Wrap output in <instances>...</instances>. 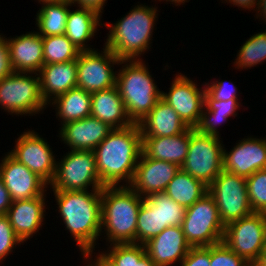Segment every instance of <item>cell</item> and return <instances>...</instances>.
Listing matches in <instances>:
<instances>
[{"label":"cell","mask_w":266,"mask_h":266,"mask_svg":"<svg viewBox=\"0 0 266 266\" xmlns=\"http://www.w3.org/2000/svg\"><path fill=\"white\" fill-rule=\"evenodd\" d=\"M157 1H160V2H166V4L168 3V2H170V4H172V5H174V6H180V5H183V4H185L186 2L188 3L190 0H157ZM156 0H155V2H157Z\"/></svg>","instance_id":"cell-48"},{"label":"cell","mask_w":266,"mask_h":266,"mask_svg":"<svg viewBox=\"0 0 266 266\" xmlns=\"http://www.w3.org/2000/svg\"><path fill=\"white\" fill-rule=\"evenodd\" d=\"M180 169L175 163L148 158L141 152L129 186L143 198L152 193L165 192L168 183Z\"/></svg>","instance_id":"cell-17"},{"label":"cell","mask_w":266,"mask_h":266,"mask_svg":"<svg viewBox=\"0 0 266 266\" xmlns=\"http://www.w3.org/2000/svg\"><path fill=\"white\" fill-rule=\"evenodd\" d=\"M263 169H266V137H244L230 151L223 147L224 171L248 178Z\"/></svg>","instance_id":"cell-16"},{"label":"cell","mask_w":266,"mask_h":266,"mask_svg":"<svg viewBox=\"0 0 266 266\" xmlns=\"http://www.w3.org/2000/svg\"><path fill=\"white\" fill-rule=\"evenodd\" d=\"M159 234L158 209L144 197L137 216L136 243L145 244L149 239Z\"/></svg>","instance_id":"cell-34"},{"label":"cell","mask_w":266,"mask_h":266,"mask_svg":"<svg viewBox=\"0 0 266 266\" xmlns=\"http://www.w3.org/2000/svg\"><path fill=\"white\" fill-rule=\"evenodd\" d=\"M49 107L44 101L38 73L13 72L0 80V108L10 115H39Z\"/></svg>","instance_id":"cell-6"},{"label":"cell","mask_w":266,"mask_h":266,"mask_svg":"<svg viewBox=\"0 0 266 266\" xmlns=\"http://www.w3.org/2000/svg\"><path fill=\"white\" fill-rule=\"evenodd\" d=\"M7 40L14 72L38 73L44 65L42 36L30 31Z\"/></svg>","instance_id":"cell-21"},{"label":"cell","mask_w":266,"mask_h":266,"mask_svg":"<svg viewBox=\"0 0 266 266\" xmlns=\"http://www.w3.org/2000/svg\"><path fill=\"white\" fill-rule=\"evenodd\" d=\"M146 254L157 266H173L183 261L191 246L181 226H169L145 244Z\"/></svg>","instance_id":"cell-20"},{"label":"cell","mask_w":266,"mask_h":266,"mask_svg":"<svg viewBox=\"0 0 266 266\" xmlns=\"http://www.w3.org/2000/svg\"><path fill=\"white\" fill-rule=\"evenodd\" d=\"M74 6L90 8L101 15L103 14L104 7L106 6L107 0H70Z\"/></svg>","instance_id":"cell-43"},{"label":"cell","mask_w":266,"mask_h":266,"mask_svg":"<svg viewBox=\"0 0 266 266\" xmlns=\"http://www.w3.org/2000/svg\"><path fill=\"white\" fill-rule=\"evenodd\" d=\"M242 107L239 99H230L228 101H219L213 99L205 92V106L198 125L195 129L203 134L213 135L221 138L218 129L229 117H237L238 110Z\"/></svg>","instance_id":"cell-27"},{"label":"cell","mask_w":266,"mask_h":266,"mask_svg":"<svg viewBox=\"0 0 266 266\" xmlns=\"http://www.w3.org/2000/svg\"><path fill=\"white\" fill-rule=\"evenodd\" d=\"M44 64L64 63L77 60L80 50L65 36L42 37Z\"/></svg>","instance_id":"cell-32"},{"label":"cell","mask_w":266,"mask_h":266,"mask_svg":"<svg viewBox=\"0 0 266 266\" xmlns=\"http://www.w3.org/2000/svg\"><path fill=\"white\" fill-rule=\"evenodd\" d=\"M181 227L191 247H207L222 242L225 229L215 200L209 193L186 208Z\"/></svg>","instance_id":"cell-8"},{"label":"cell","mask_w":266,"mask_h":266,"mask_svg":"<svg viewBox=\"0 0 266 266\" xmlns=\"http://www.w3.org/2000/svg\"><path fill=\"white\" fill-rule=\"evenodd\" d=\"M210 266H252L224 242L210 246Z\"/></svg>","instance_id":"cell-36"},{"label":"cell","mask_w":266,"mask_h":266,"mask_svg":"<svg viewBox=\"0 0 266 266\" xmlns=\"http://www.w3.org/2000/svg\"><path fill=\"white\" fill-rule=\"evenodd\" d=\"M255 15L257 19L262 18L260 20H263V23L266 25V0H259Z\"/></svg>","instance_id":"cell-47"},{"label":"cell","mask_w":266,"mask_h":266,"mask_svg":"<svg viewBox=\"0 0 266 266\" xmlns=\"http://www.w3.org/2000/svg\"><path fill=\"white\" fill-rule=\"evenodd\" d=\"M35 15L36 32L42 37L65 34L68 12L72 6L71 1L44 2L40 3Z\"/></svg>","instance_id":"cell-29"},{"label":"cell","mask_w":266,"mask_h":266,"mask_svg":"<svg viewBox=\"0 0 266 266\" xmlns=\"http://www.w3.org/2000/svg\"><path fill=\"white\" fill-rule=\"evenodd\" d=\"M99 266H113V265L99 252Z\"/></svg>","instance_id":"cell-49"},{"label":"cell","mask_w":266,"mask_h":266,"mask_svg":"<svg viewBox=\"0 0 266 266\" xmlns=\"http://www.w3.org/2000/svg\"><path fill=\"white\" fill-rule=\"evenodd\" d=\"M94 251L88 252V253H81L82 259L84 258L83 264L85 263L86 265L84 266H99V249L98 253H93ZM94 254V255H93ZM96 254V256H95ZM93 256L94 259H93Z\"/></svg>","instance_id":"cell-46"},{"label":"cell","mask_w":266,"mask_h":266,"mask_svg":"<svg viewBox=\"0 0 266 266\" xmlns=\"http://www.w3.org/2000/svg\"><path fill=\"white\" fill-rule=\"evenodd\" d=\"M180 266H210V246L191 247Z\"/></svg>","instance_id":"cell-40"},{"label":"cell","mask_w":266,"mask_h":266,"mask_svg":"<svg viewBox=\"0 0 266 266\" xmlns=\"http://www.w3.org/2000/svg\"><path fill=\"white\" fill-rule=\"evenodd\" d=\"M237 51L233 62L235 69H251L266 61V29L251 35Z\"/></svg>","instance_id":"cell-31"},{"label":"cell","mask_w":266,"mask_h":266,"mask_svg":"<svg viewBox=\"0 0 266 266\" xmlns=\"http://www.w3.org/2000/svg\"><path fill=\"white\" fill-rule=\"evenodd\" d=\"M103 50V51H102ZM80 51L77 57V87L87 92L106 90L116 85L115 65L120 59L110 49Z\"/></svg>","instance_id":"cell-12"},{"label":"cell","mask_w":266,"mask_h":266,"mask_svg":"<svg viewBox=\"0 0 266 266\" xmlns=\"http://www.w3.org/2000/svg\"><path fill=\"white\" fill-rule=\"evenodd\" d=\"M112 129L107 123L88 116L59 127L58 137L70 150L93 151Z\"/></svg>","instance_id":"cell-19"},{"label":"cell","mask_w":266,"mask_h":266,"mask_svg":"<svg viewBox=\"0 0 266 266\" xmlns=\"http://www.w3.org/2000/svg\"><path fill=\"white\" fill-rule=\"evenodd\" d=\"M222 3H230V5L234 6L235 7L237 6L238 9L239 7L242 8L243 10L246 9V10H253V11H256L257 10V6L259 4V0H221Z\"/></svg>","instance_id":"cell-45"},{"label":"cell","mask_w":266,"mask_h":266,"mask_svg":"<svg viewBox=\"0 0 266 266\" xmlns=\"http://www.w3.org/2000/svg\"><path fill=\"white\" fill-rule=\"evenodd\" d=\"M62 225L81 253L95 251L101 239L102 190L53 191ZM97 243V244H96Z\"/></svg>","instance_id":"cell-2"},{"label":"cell","mask_w":266,"mask_h":266,"mask_svg":"<svg viewBox=\"0 0 266 266\" xmlns=\"http://www.w3.org/2000/svg\"><path fill=\"white\" fill-rule=\"evenodd\" d=\"M91 116L110 127L124 128L133 123L128 118L117 86L91 93Z\"/></svg>","instance_id":"cell-26"},{"label":"cell","mask_w":266,"mask_h":266,"mask_svg":"<svg viewBox=\"0 0 266 266\" xmlns=\"http://www.w3.org/2000/svg\"><path fill=\"white\" fill-rule=\"evenodd\" d=\"M224 226L254 213L251 207L246 178L222 171L208 186Z\"/></svg>","instance_id":"cell-11"},{"label":"cell","mask_w":266,"mask_h":266,"mask_svg":"<svg viewBox=\"0 0 266 266\" xmlns=\"http://www.w3.org/2000/svg\"><path fill=\"white\" fill-rule=\"evenodd\" d=\"M44 193L41 196L27 200L12 201L6 216L9 219L15 235L24 244L35 234L39 233L42 225H45L47 198Z\"/></svg>","instance_id":"cell-18"},{"label":"cell","mask_w":266,"mask_h":266,"mask_svg":"<svg viewBox=\"0 0 266 266\" xmlns=\"http://www.w3.org/2000/svg\"><path fill=\"white\" fill-rule=\"evenodd\" d=\"M252 266H266V259L262 258L260 261L255 262Z\"/></svg>","instance_id":"cell-50"},{"label":"cell","mask_w":266,"mask_h":266,"mask_svg":"<svg viewBox=\"0 0 266 266\" xmlns=\"http://www.w3.org/2000/svg\"><path fill=\"white\" fill-rule=\"evenodd\" d=\"M134 266H157L146 254L144 244L134 243Z\"/></svg>","instance_id":"cell-42"},{"label":"cell","mask_w":266,"mask_h":266,"mask_svg":"<svg viewBox=\"0 0 266 266\" xmlns=\"http://www.w3.org/2000/svg\"><path fill=\"white\" fill-rule=\"evenodd\" d=\"M94 151L68 150L57 161L51 191L102 190ZM92 188V189H89Z\"/></svg>","instance_id":"cell-7"},{"label":"cell","mask_w":266,"mask_h":266,"mask_svg":"<svg viewBox=\"0 0 266 266\" xmlns=\"http://www.w3.org/2000/svg\"><path fill=\"white\" fill-rule=\"evenodd\" d=\"M222 242L249 264L260 261L266 252V213L254 212L229 223Z\"/></svg>","instance_id":"cell-10"},{"label":"cell","mask_w":266,"mask_h":266,"mask_svg":"<svg viewBox=\"0 0 266 266\" xmlns=\"http://www.w3.org/2000/svg\"><path fill=\"white\" fill-rule=\"evenodd\" d=\"M223 143L220 137L190 128L188 153L181 170L209 186L223 171Z\"/></svg>","instance_id":"cell-9"},{"label":"cell","mask_w":266,"mask_h":266,"mask_svg":"<svg viewBox=\"0 0 266 266\" xmlns=\"http://www.w3.org/2000/svg\"><path fill=\"white\" fill-rule=\"evenodd\" d=\"M138 125L142 137L175 136L188 128L178 113L162 99Z\"/></svg>","instance_id":"cell-24"},{"label":"cell","mask_w":266,"mask_h":266,"mask_svg":"<svg viewBox=\"0 0 266 266\" xmlns=\"http://www.w3.org/2000/svg\"><path fill=\"white\" fill-rule=\"evenodd\" d=\"M41 94L47 105L77 87V62L44 64L38 72Z\"/></svg>","instance_id":"cell-22"},{"label":"cell","mask_w":266,"mask_h":266,"mask_svg":"<svg viewBox=\"0 0 266 266\" xmlns=\"http://www.w3.org/2000/svg\"><path fill=\"white\" fill-rule=\"evenodd\" d=\"M55 107V116L61 123L77 121L91 116V93L74 87L65 94L56 97L48 106Z\"/></svg>","instance_id":"cell-28"},{"label":"cell","mask_w":266,"mask_h":266,"mask_svg":"<svg viewBox=\"0 0 266 266\" xmlns=\"http://www.w3.org/2000/svg\"><path fill=\"white\" fill-rule=\"evenodd\" d=\"M119 65L122 67L116 74V86L128 118L138 124L161 99L162 90L157 87L144 59L121 60Z\"/></svg>","instance_id":"cell-5"},{"label":"cell","mask_w":266,"mask_h":266,"mask_svg":"<svg viewBox=\"0 0 266 266\" xmlns=\"http://www.w3.org/2000/svg\"><path fill=\"white\" fill-rule=\"evenodd\" d=\"M171 81L168 92L161 91V99L169 104L189 128H195L205 106V84L199 85L186 74L179 73Z\"/></svg>","instance_id":"cell-14"},{"label":"cell","mask_w":266,"mask_h":266,"mask_svg":"<svg viewBox=\"0 0 266 266\" xmlns=\"http://www.w3.org/2000/svg\"><path fill=\"white\" fill-rule=\"evenodd\" d=\"M0 33V80L14 72L9 55L8 40Z\"/></svg>","instance_id":"cell-41"},{"label":"cell","mask_w":266,"mask_h":266,"mask_svg":"<svg viewBox=\"0 0 266 266\" xmlns=\"http://www.w3.org/2000/svg\"><path fill=\"white\" fill-rule=\"evenodd\" d=\"M12 200L6 189L2 178L0 177V216L6 215L7 210L11 206Z\"/></svg>","instance_id":"cell-44"},{"label":"cell","mask_w":266,"mask_h":266,"mask_svg":"<svg viewBox=\"0 0 266 266\" xmlns=\"http://www.w3.org/2000/svg\"><path fill=\"white\" fill-rule=\"evenodd\" d=\"M190 142V128L183 133L168 137H142V153L161 161L181 166L186 160Z\"/></svg>","instance_id":"cell-25"},{"label":"cell","mask_w":266,"mask_h":266,"mask_svg":"<svg viewBox=\"0 0 266 266\" xmlns=\"http://www.w3.org/2000/svg\"><path fill=\"white\" fill-rule=\"evenodd\" d=\"M18 136L15 148L8 153L49 185L54 179L59 159H56L47 139L32 129L24 130Z\"/></svg>","instance_id":"cell-13"},{"label":"cell","mask_w":266,"mask_h":266,"mask_svg":"<svg viewBox=\"0 0 266 266\" xmlns=\"http://www.w3.org/2000/svg\"><path fill=\"white\" fill-rule=\"evenodd\" d=\"M156 209L160 218V233L169 226H181L186 208L176 203L165 192H156L146 197Z\"/></svg>","instance_id":"cell-33"},{"label":"cell","mask_w":266,"mask_h":266,"mask_svg":"<svg viewBox=\"0 0 266 266\" xmlns=\"http://www.w3.org/2000/svg\"><path fill=\"white\" fill-rule=\"evenodd\" d=\"M165 193L176 203L188 208L208 193V186L180 169L168 183Z\"/></svg>","instance_id":"cell-30"},{"label":"cell","mask_w":266,"mask_h":266,"mask_svg":"<svg viewBox=\"0 0 266 266\" xmlns=\"http://www.w3.org/2000/svg\"><path fill=\"white\" fill-rule=\"evenodd\" d=\"M247 192L253 212L266 213V169L246 178Z\"/></svg>","instance_id":"cell-35"},{"label":"cell","mask_w":266,"mask_h":266,"mask_svg":"<svg viewBox=\"0 0 266 266\" xmlns=\"http://www.w3.org/2000/svg\"><path fill=\"white\" fill-rule=\"evenodd\" d=\"M155 6L156 4L148 6L138 2L115 23H104V27L110 30L103 45L120 60L142 59L141 56L151 49L154 38V26L159 15Z\"/></svg>","instance_id":"cell-3"},{"label":"cell","mask_w":266,"mask_h":266,"mask_svg":"<svg viewBox=\"0 0 266 266\" xmlns=\"http://www.w3.org/2000/svg\"><path fill=\"white\" fill-rule=\"evenodd\" d=\"M38 3L44 2H59V1H70V0H36Z\"/></svg>","instance_id":"cell-51"},{"label":"cell","mask_w":266,"mask_h":266,"mask_svg":"<svg viewBox=\"0 0 266 266\" xmlns=\"http://www.w3.org/2000/svg\"><path fill=\"white\" fill-rule=\"evenodd\" d=\"M107 250L99 252L113 266H134V243H116L106 245Z\"/></svg>","instance_id":"cell-37"},{"label":"cell","mask_w":266,"mask_h":266,"mask_svg":"<svg viewBox=\"0 0 266 266\" xmlns=\"http://www.w3.org/2000/svg\"><path fill=\"white\" fill-rule=\"evenodd\" d=\"M0 161V177L12 201L32 199L48 191L49 185L42 178L8 152Z\"/></svg>","instance_id":"cell-15"},{"label":"cell","mask_w":266,"mask_h":266,"mask_svg":"<svg viewBox=\"0 0 266 266\" xmlns=\"http://www.w3.org/2000/svg\"><path fill=\"white\" fill-rule=\"evenodd\" d=\"M143 199L130 186L102 188L101 236L105 234L107 245L136 243L137 216Z\"/></svg>","instance_id":"cell-4"},{"label":"cell","mask_w":266,"mask_h":266,"mask_svg":"<svg viewBox=\"0 0 266 266\" xmlns=\"http://www.w3.org/2000/svg\"><path fill=\"white\" fill-rule=\"evenodd\" d=\"M24 245L21 240L15 235L13 227L6 215L0 216V263L3 264L14 249Z\"/></svg>","instance_id":"cell-38"},{"label":"cell","mask_w":266,"mask_h":266,"mask_svg":"<svg viewBox=\"0 0 266 266\" xmlns=\"http://www.w3.org/2000/svg\"><path fill=\"white\" fill-rule=\"evenodd\" d=\"M93 151L103 186H129L142 152L139 125L112 129Z\"/></svg>","instance_id":"cell-1"},{"label":"cell","mask_w":266,"mask_h":266,"mask_svg":"<svg viewBox=\"0 0 266 266\" xmlns=\"http://www.w3.org/2000/svg\"><path fill=\"white\" fill-rule=\"evenodd\" d=\"M74 7L76 10L68 12L65 36L80 51L95 50V48H91L93 45L87 43L96 36V32L99 31L98 27L104 26L101 20L102 15L90 8Z\"/></svg>","instance_id":"cell-23"},{"label":"cell","mask_w":266,"mask_h":266,"mask_svg":"<svg viewBox=\"0 0 266 266\" xmlns=\"http://www.w3.org/2000/svg\"><path fill=\"white\" fill-rule=\"evenodd\" d=\"M204 84L206 92L215 100L240 99L239 94H237L238 87L234 85V82L214 79L210 82H204Z\"/></svg>","instance_id":"cell-39"}]
</instances>
